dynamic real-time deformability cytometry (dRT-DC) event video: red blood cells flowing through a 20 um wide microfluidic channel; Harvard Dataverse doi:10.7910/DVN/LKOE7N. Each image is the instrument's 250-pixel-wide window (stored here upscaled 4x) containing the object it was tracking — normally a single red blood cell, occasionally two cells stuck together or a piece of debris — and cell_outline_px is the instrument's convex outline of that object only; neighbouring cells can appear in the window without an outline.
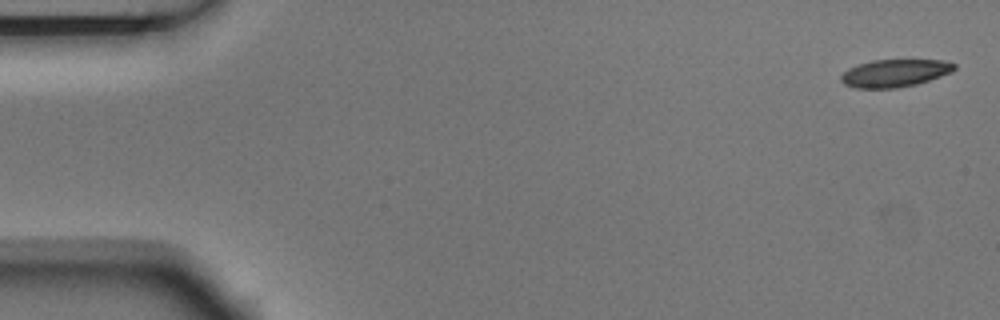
{"species": "Egyptian fruit bat (a non-hibernating species)", "species_latin": "Rousettus aegyptiacus", "temperature_condition": "room temperature", "stored_images_in_passage": 5, "camera_frame_rate_fps": 3000, "um_per_image_px": 0.085, "animal": {"sex": "male"}, "frame": {"image": 1, "passage_image": 1, "time_ms": 0.0, "image_size_px": [1000, 320], "cell_outline_px": [[956, 68], [952, 72], [916, 84], [896, 88], [856, 88], [844, 84], [840, 80], [840, 76], [848, 68], [856, 64], [872, 60], [944, 60], [956, 64]], "centroid_in_image_um": [76.03, 6.21], "position_along_channel_um": 9.0, "area_um2": 18.26}}
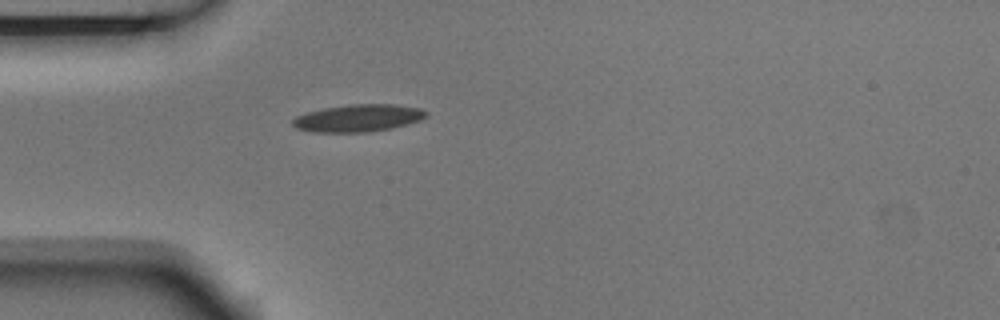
{"frame": {"image": 2, "passage_image": 5, "time_ms": 1.333, "image_size_px": [1000, 320], "cell_outline_px": [[428, 116], [420, 120], [408, 124], [392, 128], [368, 132], [312, 132], [296, 128], [292, 124], [292, 120], [296, 116], [308, 112], [324, 108], [352, 104], [392, 104], [420, 108], [428, 112]], "centroid_in_image_um": [30.46, 10.04], "position_along_channel_um": 54.5, "area_um2": 21.27}}